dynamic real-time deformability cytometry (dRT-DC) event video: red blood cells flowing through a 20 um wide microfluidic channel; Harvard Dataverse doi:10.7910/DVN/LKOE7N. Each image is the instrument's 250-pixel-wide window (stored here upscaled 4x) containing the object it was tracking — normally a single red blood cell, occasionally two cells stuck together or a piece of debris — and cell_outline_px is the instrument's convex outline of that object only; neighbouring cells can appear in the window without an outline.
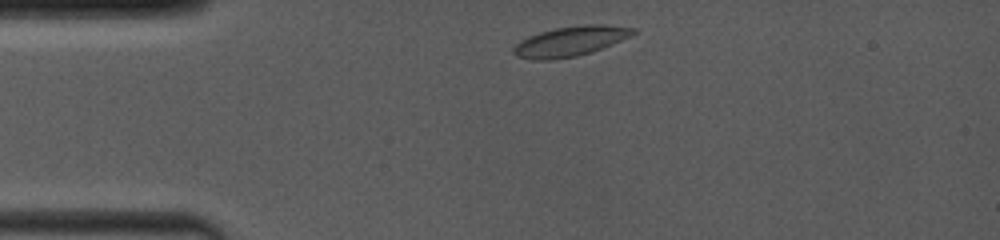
{"species": "common noctule bat (a hibernating species)", "species_latin": "Nyctalus noctula", "temperature_condition": "room temperature", "stored_images_in_passage": 3, "camera_frame_rate_fps": 4000, "um_per_image_px": 0.085, "animal": {"sex": "female", "body_mass_g": 19.0, "forearm_length_mm": 53.3}, "frame": {"image": 1, "passage_image": 1, "time_ms": 0.0, "image_size_px": [1000, 240], "cell_outline_px": [[636, 32], [632, 36], [612, 44], [576, 56], [552, 60], [532, 60], [516, 56], [512, 52], [512, 48], [520, 40], [528, 36], [540, 32], [556, 28], [584, 24], [604, 24], [636, 28]], "centroid_in_image_um": [48.46, 3.5], "position_along_channel_um": 36.5, "area_um2": 20.87}}